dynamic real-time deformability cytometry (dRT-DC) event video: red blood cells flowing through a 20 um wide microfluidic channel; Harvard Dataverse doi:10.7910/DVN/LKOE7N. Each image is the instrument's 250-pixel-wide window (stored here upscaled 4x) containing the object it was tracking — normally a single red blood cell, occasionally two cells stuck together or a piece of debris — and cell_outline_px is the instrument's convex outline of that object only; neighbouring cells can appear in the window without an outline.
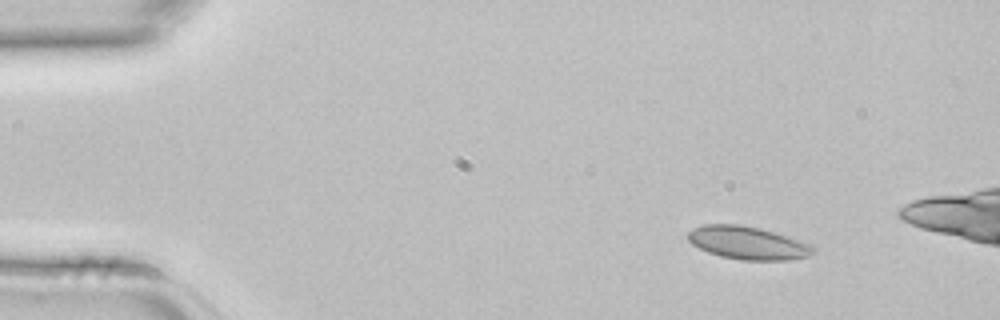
{"species": "common noctule bat (a hibernating species)", "species_latin": "Nyctalus noctula", "temperature_condition": "room temperature", "stored_images_in_passage": 3, "camera_frame_rate_fps": 3000, "um_per_image_px": 0.085, "animal": {"sex": "female", "body_mass_g": 22.7, "forearm_length_mm": 54.2}, "frame": {"image": 1, "passage_image": 1, "time_ms": 0.0, "image_size_px": [1000, 320], "cell_outline_px": [[816, 252], [808, 256], [788, 260], [740, 260], [720, 256], [708, 252], [692, 244], [688, 240], [688, 232], [692, 228], [704, 224], [740, 224], [760, 228], [812, 244], [816, 248]], "centroid_in_image_um": [63.57, 20.64], "position_along_channel_um": 21.4, "area_um2": 24.16}}